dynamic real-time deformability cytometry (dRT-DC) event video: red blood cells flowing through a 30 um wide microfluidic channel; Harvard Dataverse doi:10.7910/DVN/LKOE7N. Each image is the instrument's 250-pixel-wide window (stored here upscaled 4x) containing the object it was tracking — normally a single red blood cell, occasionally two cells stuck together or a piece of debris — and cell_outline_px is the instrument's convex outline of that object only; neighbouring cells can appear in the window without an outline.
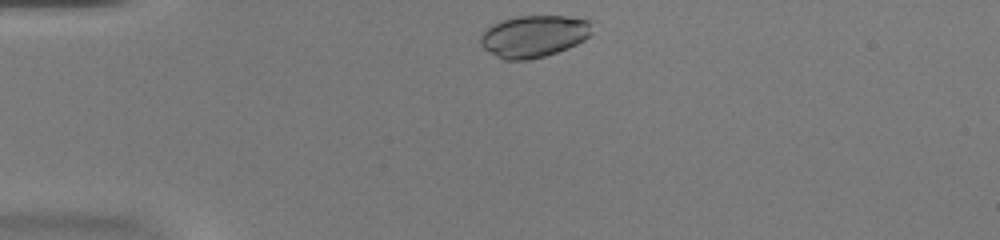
{"species": "common noctule bat (a hibernating species)", "species_latin": "Nyctalus noctula", "temperature_condition": "warm", "stored_images_in_passage": 33, "camera_frame_rate_fps": 3000, "um_per_image_px": 0.085, "animal": {"sex": "female", "body_mass_g": 20.0, "forearm_length_mm": 54.0}, "frame": {"image": 1, "passage_image": 1, "time_ms": 0.0, "image_size_px": [1000, 240], "cell_outline_px": [[592, 32], [584, 40], [568, 48], [544, 56], [528, 60], [504, 60], [496, 56], [484, 48], [480, 44], [480, 32], [492, 24], [500, 20], [516, 16], [564, 16], [588, 20]], "centroid_in_image_um": [45.32, 3.08], "position_along_channel_um": 39.7, "area_um2": 27.28}}
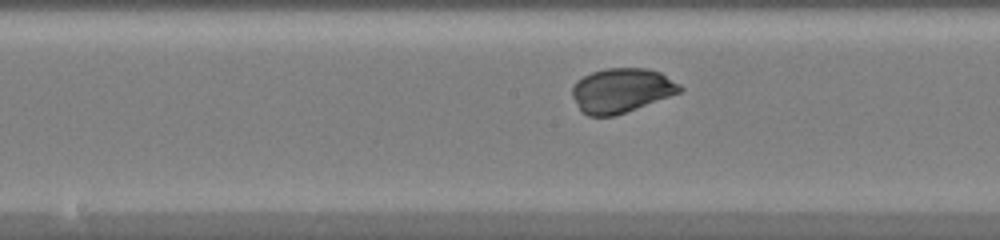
{"frame": {"image": 2, "passage_image": 16, "time_ms": 5.0, "image_size_px": [1000, 240], "cell_outline_px": [[684, 88], [680, 92], [636, 108], [612, 116], [588, 116], [580, 112], [572, 96], [572, 88], [576, 80], [592, 72], [604, 68], [648, 68], [660, 72], [680, 84]], "centroid_in_image_um": [52.79, 7.67], "position_along_channel_um": 195.4, "area_um2": 27.8}}
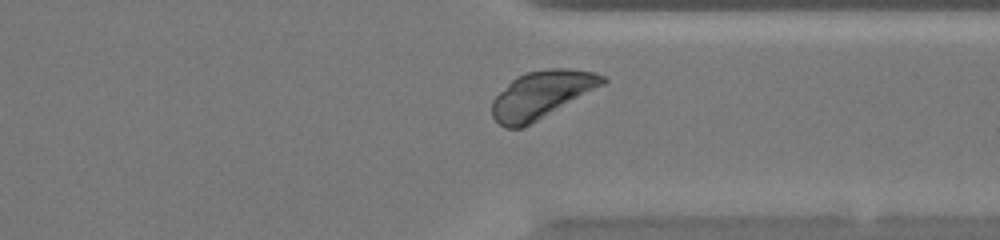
{"frame": {"image": 3, "passage_image": 29, "time_ms": 9.333, "image_size_px": [1000, 240], "cell_outline_px": [[608, 80], [604, 84], [524, 128], [504, 128], [492, 116], [492, 100], [516, 76], [528, 72], [548, 68], [568, 68], [592, 72], [608, 76]], "centroid_in_image_um": [46.04, 8.05], "position_along_channel_um": 365.4, "area_um2": 30.4}, "authors_computed_cell_mechanics": {"area_um2": 27.9752, "velocity_mm_per_s": 3.9317, "shape_relaxation_time_tau1_ms": 3.3276, "shape_relaxation_time_tau2_ms": null, "deformation_change_tau1": 0.2403, "deformation_change_tau2": null}}